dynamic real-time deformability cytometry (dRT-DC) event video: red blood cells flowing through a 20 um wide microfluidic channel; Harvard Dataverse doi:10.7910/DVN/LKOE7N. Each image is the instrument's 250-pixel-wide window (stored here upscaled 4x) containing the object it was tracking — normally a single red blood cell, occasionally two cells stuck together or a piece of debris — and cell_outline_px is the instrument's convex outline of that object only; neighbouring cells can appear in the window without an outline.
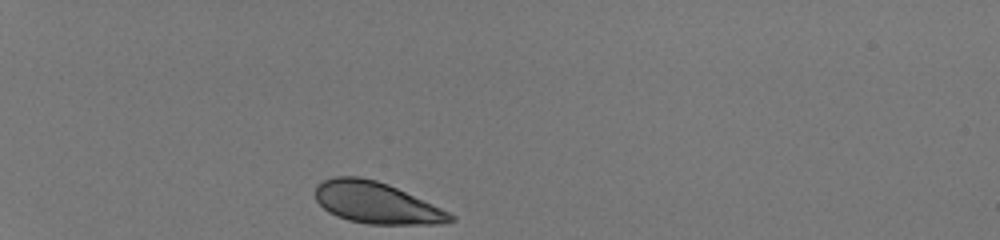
{"species": "human", "species_latin": "Homo sapiens", "temperature_condition": "room temperature", "stored_images_in_passage": 32, "camera_frame_rate_fps": 3000, "um_per_image_px": 0.085, "donor": {"sex": "male"}, "frame": {"image": 1, "passage_image": 1, "time_ms": 0.0, "image_size_px": [1000, 240], "cell_outline_px": [[456, 220], [444, 224], [368, 224], [348, 220], [336, 216], [328, 212], [316, 200], [316, 184], [324, 180], [336, 176], [360, 176], [376, 180], [388, 184], [432, 204], [456, 216]], "centroid_in_image_um": [31.99, 17.24], "position_along_channel_um": 53.0, "area_um2": 32.54}}
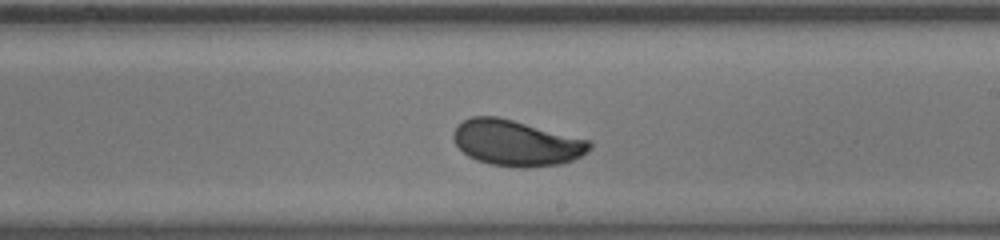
{"frame": {"image": 2, "passage_image": 19, "time_ms": 6.0, "image_size_px": [1000, 240], "cell_outline_px": [[592, 148], [588, 152], [572, 160], [560, 164], [532, 168], [520, 168], [488, 164], [476, 160], [468, 156], [456, 144], [452, 136], [452, 132], [464, 120], [472, 116], [496, 116], [592, 140]], "centroid_in_image_um": [43.92, 12.17], "position_along_channel_um": 245.1, "area_um2": 36.53}}
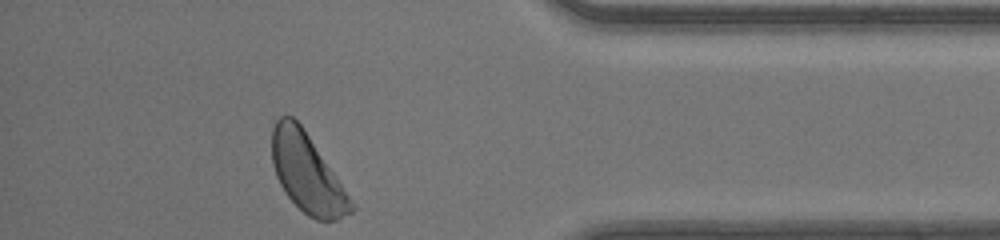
{"frame": {"image": 3, "passage_image": 32, "time_ms": 10.333, "image_size_px": [1000, 240], "cell_outline_px": [[356, 208], [352, 212], [336, 220], [316, 220], [308, 216], [284, 192], [276, 176], [272, 164], [272, 128], [276, 120], [280, 116], [292, 116], [300, 124], [356, 204]], "centroid_in_image_um": [26.11, 14.73], "position_along_channel_um": 409.1, "area_um2": 36.01}, "authors_computed_cell_mechanics": {"area_um2": 35.6626, "velocity_mm_per_s": 4.1574, "shape_relaxation_time_tau1_ms": 3.257, "shape_relaxation_time_tau2_ms": null, "deformation_change_tau1": 0.1197, "deformation_change_tau2": null}}